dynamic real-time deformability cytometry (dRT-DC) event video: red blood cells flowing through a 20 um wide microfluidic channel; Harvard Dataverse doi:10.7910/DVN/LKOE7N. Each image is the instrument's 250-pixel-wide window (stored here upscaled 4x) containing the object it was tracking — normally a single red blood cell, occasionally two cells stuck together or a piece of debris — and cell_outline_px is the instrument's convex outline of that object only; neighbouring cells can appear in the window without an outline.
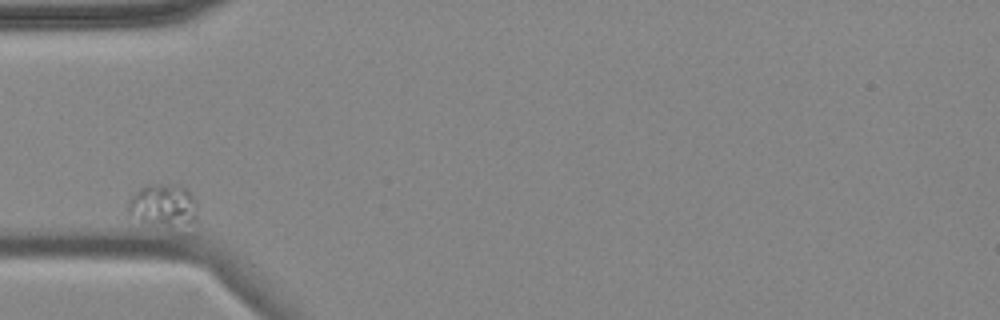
{"species": "common noctule bat (a hibernating species)", "species_latin": "Nyctalus noctula", "temperature_condition": "cold", "stored_images_in_passage": 2, "camera_frame_rate_fps": 3000, "um_per_image_px": 0.085, "animal": {"sex": "female", "body_mass_g": 18.4}, "frame": {"image": 1, "passage_image": 1, "time_ms": 0.0, "image_size_px": [1000, 320], "cell_outline_px": [[196, 216], [184, 236], [176, 236], [140, 220], [128, 212], [128, 200], [140, 188], [148, 184], [176, 184], [192, 192], [196, 200]], "centroid_in_image_um": [13.99, 17.63], "position_along_channel_um": 71.0, "area_um2": 19.07}}